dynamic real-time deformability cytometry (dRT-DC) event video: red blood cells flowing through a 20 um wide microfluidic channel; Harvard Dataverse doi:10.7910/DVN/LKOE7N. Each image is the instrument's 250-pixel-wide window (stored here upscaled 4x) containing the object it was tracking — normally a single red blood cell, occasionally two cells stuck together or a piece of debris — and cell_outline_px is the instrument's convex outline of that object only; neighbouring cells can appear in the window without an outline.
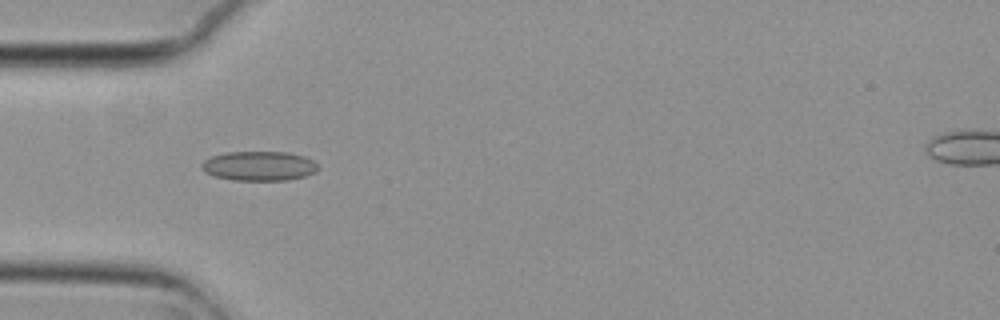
{"species": "common noctule bat (a hibernating species)", "species_latin": "Nyctalus noctula", "temperature_condition": "cold", "stored_images_in_passage": 4, "camera_frame_rate_fps": 3000, "um_per_image_px": 0.085, "animal": {"sex": "female", "body_mass_g": 29.2, "forearm_length_mm": 56.3}, "frame": {"image": 1, "passage_image": 3, "time_ms": 0.667, "image_size_px": [1000, 320], "cell_outline_px": [[320, 168], [316, 172], [304, 176], [288, 180], [232, 180], [212, 176], [204, 172], [200, 168], [200, 164], [204, 160], [212, 156], [224, 152], [288, 152], [304, 156], [320, 164]], "centroid_in_image_um": [22.01, 14.11], "position_along_channel_um": 63.0, "area_um2": 20.35}}
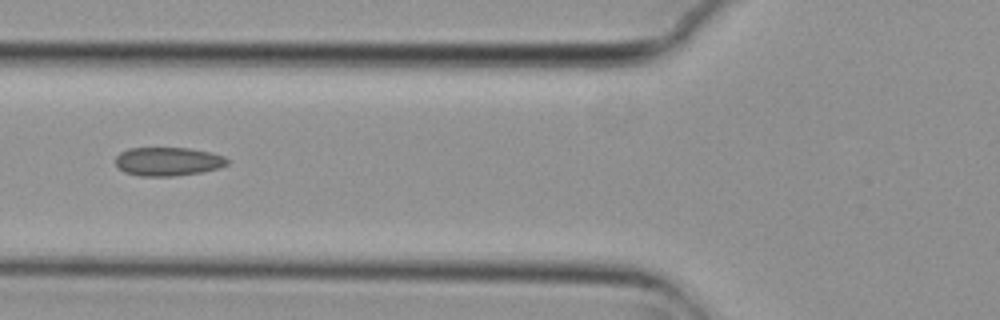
{"frame": {"image": 2, "passage_image": 4, "time_ms": 1.0, "image_size_px": [1000, 320], "cell_outline_px": [[228, 164], [220, 168], [204, 172], [172, 176], [140, 176], [124, 172], [116, 164], [116, 156], [120, 152], [128, 148], [188, 148], [212, 152], [224, 156], [228, 160]], "centroid_in_image_um": [14.3, 13.72], "position_along_channel_um": 111.5, "area_um2": 18.79}}